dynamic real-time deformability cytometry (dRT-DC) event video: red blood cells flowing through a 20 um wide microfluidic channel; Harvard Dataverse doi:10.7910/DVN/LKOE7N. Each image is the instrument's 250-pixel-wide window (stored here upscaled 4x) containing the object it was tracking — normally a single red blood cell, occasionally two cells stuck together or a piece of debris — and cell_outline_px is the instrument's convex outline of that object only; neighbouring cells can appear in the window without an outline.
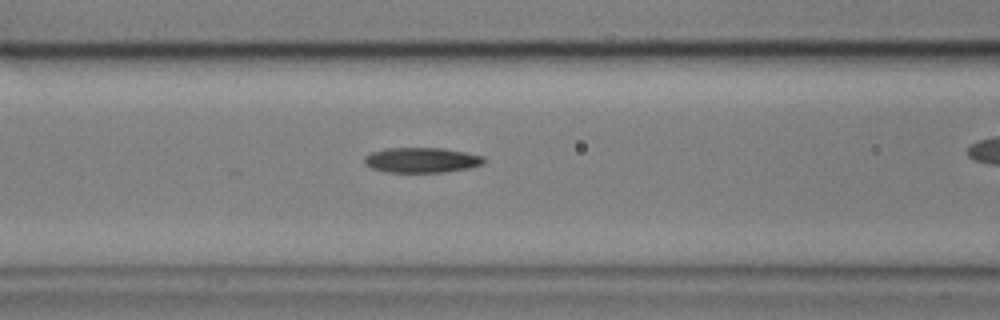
{"species": "common noctule bat (a hibernating species)", "species_latin": "Nyctalus noctula", "temperature_condition": "cold", "stored_images_in_passage": 44, "camera_frame_rate_fps": 3000, "um_per_image_px": 0.085, "animal": {"sex": "male", "body_mass_g": 17.9, "forearm_length_mm": 54.2}, "frame": {"image": 1, "passage_image": 22, "time_ms": 7.0, "image_size_px": [1000, 320], "cell_outline_px": [[484, 164], [468, 168], [444, 172], [384, 172], [372, 168], [364, 164], [364, 156], [372, 152], [384, 148], [440, 148], [464, 152], [484, 156]], "centroid_in_image_um": [35.8, 13.61], "position_along_channel_um": 130.8, "area_um2": 17.51}}
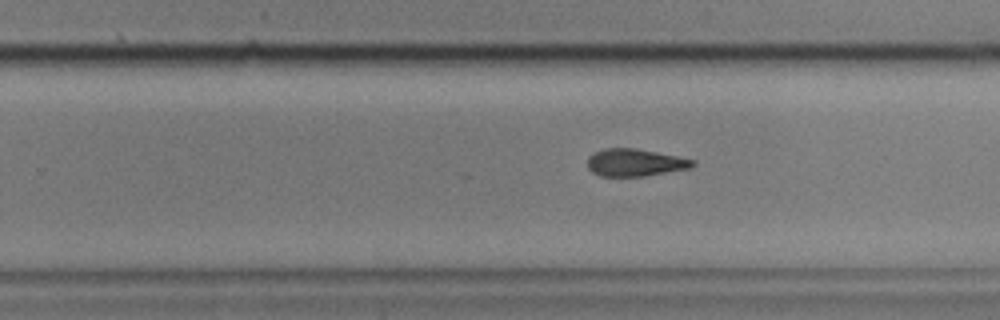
{"frame": {"image": 2, "passage_image": 34, "time_ms": 11.0, "image_size_px": [1000, 320], "cell_outline_px": [[696, 164], [688, 168], [644, 176], [600, 176], [592, 172], [588, 168], [588, 156], [604, 148], [636, 148], [696, 160]], "centroid_in_image_um": [53.96, 13.81], "position_along_channel_um": 275.8, "area_um2": 16.65}}
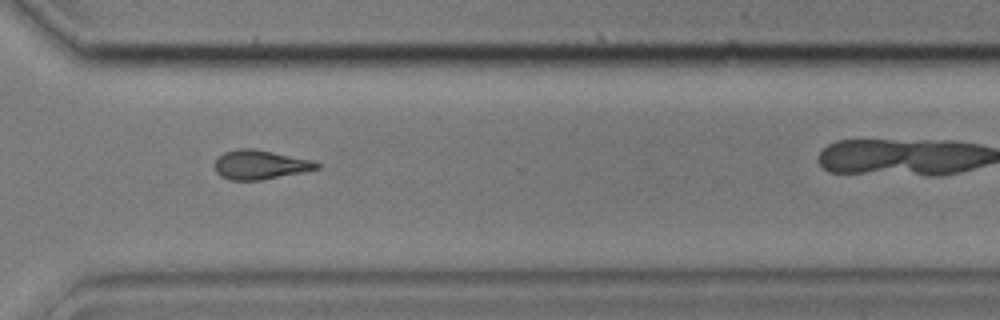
{"frame": {"image": 3, "passage_image": 40, "time_ms": 13.0, "image_size_px": [1000, 320], "cell_outline_px": [[320, 168], [304, 172], [260, 180], [228, 180], [220, 176], [216, 172], [216, 160], [224, 152], [240, 148], [256, 148], [312, 160], [320, 164]], "centroid_in_image_um": [22.13, 14.0], "position_along_channel_um": 348.5, "area_um2": 17.4}}